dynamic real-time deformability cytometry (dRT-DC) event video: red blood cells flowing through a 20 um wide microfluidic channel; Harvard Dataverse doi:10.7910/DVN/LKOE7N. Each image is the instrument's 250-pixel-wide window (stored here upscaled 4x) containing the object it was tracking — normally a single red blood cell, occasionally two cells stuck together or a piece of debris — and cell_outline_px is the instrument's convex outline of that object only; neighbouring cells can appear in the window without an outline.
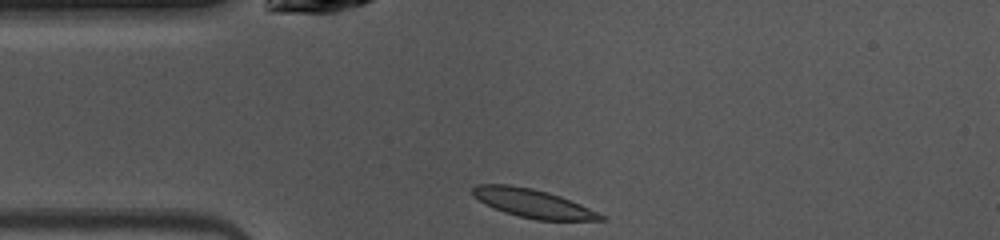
{"species": "common noctule bat (a hibernating species)", "species_latin": "Nyctalus noctula", "temperature_condition": "warm", "stored_images_in_passage": 39, "camera_frame_rate_fps": 3000, "um_per_image_px": 0.085, "animal": {"sex": "female", "body_mass_g": 10.0, "forearm_length_mm": 53.1}, "frame": {"image": 1, "passage_image": 1, "time_ms": 0.0, "image_size_px": [1000, 240], "cell_outline_px": [[608, 220], [536, 220], [504, 212], [484, 204], [472, 196], [472, 188], [476, 184], [508, 184], [532, 188], [548, 192], [560, 196], [580, 204], [608, 216]], "centroid_in_image_um": [45.3, 17.28], "position_along_channel_um": 39.7, "area_um2": 21.44}}
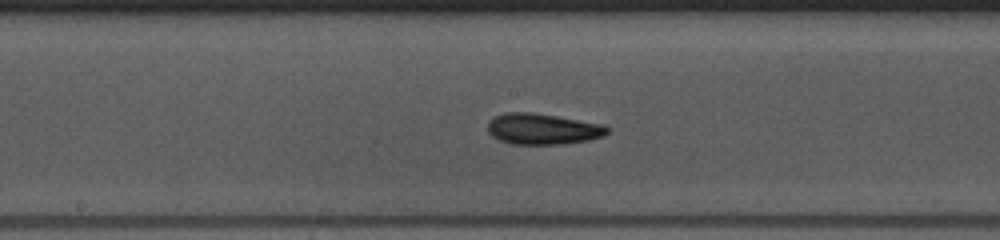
{"frame": {"image": 2, "passage_image": 14, "time_ms": 4.333, "image_size_px": [1000, 240], "cell_outline_px": [[612, 128], [604, 136], [588, 140], [564, 144], [512, 144], [500, 140], [492, 136], [488, 132], [488, 124], [496, 116], [508, 112], [532, 112], [604, 124]], "centroid_in_image_um": [46.18, 10.97], "position_along_channel_um": 202.0, "area_um2": 21.56}}
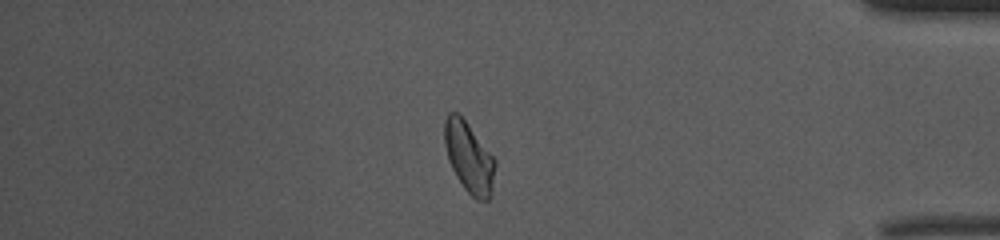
{"frame": {"image": 3, "passage_image": 31, "time_ms": 10.0, "image_size_px": [1000, 240], "cell_outline_px": [[496, 164], [492, 188], [488, 200], [476, 200], [464, 188], [456, 176], [448, 160], [444, 144], [444, 120], [448, 112], [456, 112], [464, 120], [496, 160]], "centroid_in_image_um": [39.84, 13.38], "position_along_channel_um": 395.4, "area_um2": 20.58}, "authors_computed_cell_mechanics": {"area_um2": 20.6924, "velocity_mm_per_s": 4.0662, "shape_relaxation_time_tau1_ms": 3.5366, "shape_relaxation_time_tau2_ms": 1.823, "deformation_change_tau1": 0.1394, "deformation_change_tau2": 0.095}}